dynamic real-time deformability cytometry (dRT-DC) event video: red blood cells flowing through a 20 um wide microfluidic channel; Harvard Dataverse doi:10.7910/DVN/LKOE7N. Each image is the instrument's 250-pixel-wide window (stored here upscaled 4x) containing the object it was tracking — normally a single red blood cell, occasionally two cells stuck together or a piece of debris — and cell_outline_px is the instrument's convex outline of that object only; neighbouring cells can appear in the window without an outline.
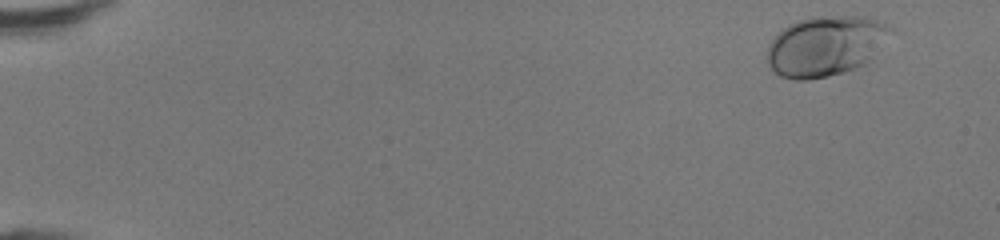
{"species": "human", "species_latin": "Homo sapiens", "temperature_condition": "room temperature", "stored_images_in_passage": 47, "camera_frame_rate_fps": 3000, "um_per_image_px": 0.085, "donor": {"sex": "female"}, "frame": {"image": 1, "passage_image": 2, "time_ms": 0.333, "image_size_px": [1000, 240], "cell_outline_px": [[896, 28], [868, 60], [864, 64], [856, 68], [828, 76], [808, 80], [796, 80], [780, 76], [768, 64], [768, 44], [788, 24], [812, 16], [864, 16], [876, 20]], "centroid_in_image_um": [70.17, 3.89], "position_along_channel_um": 14.8, "area_um2": 42.95}}
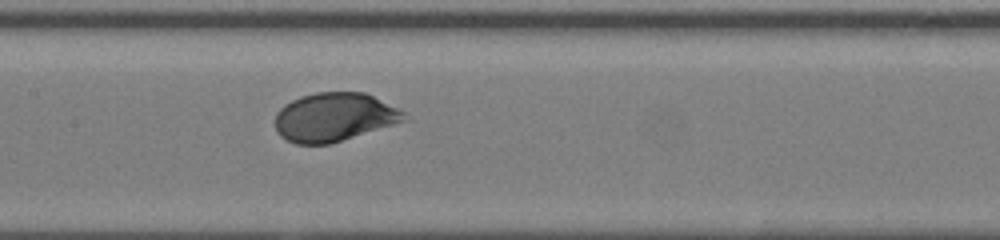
{"frame": {"image": 2, "passage_image": 24, "time_ms": 7.667, "image_size_px": [1000, 240], "cell_outline_px": [[412, 120], [328, 144], [296, 144], [280, 136], [276, 132], [276, 112], [284, 104], [300, 96], [316, 92], [364, 92], [404, 112]], "centroid_in_image_um": [28.43, 9.96], "position_along_channel_um": 179.0, "area_um2": 36.7}}
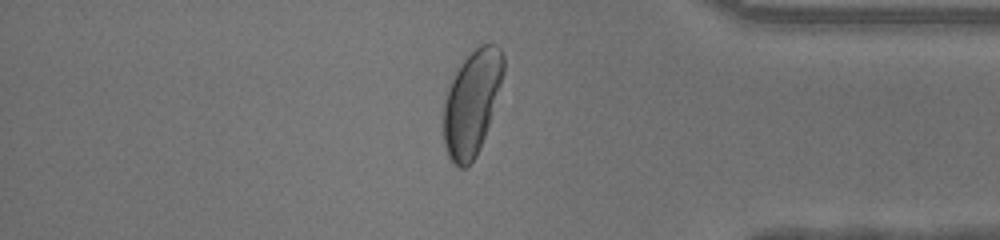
{"frame": {"image": 3, "passage_image": 40, "time_ms": 13.0, "image_size_px": [1000, 240], "cell_outline_px": [[504, 72], [488, 124], [484, 136], [476, 156], [464, 168], [460, 168], [452, 164], [448, 156], [444, 144], [440, 112], [448, 88], [460, 64], [480, 44], [496, 44], [500, 48], [504, 56]], "centroid_in_image_um": [40.05, 8.75], "position_along_channel_um": 395.2, "area_um2": 36.59}, "authors_computed_cell_mechanics": {"area_um2": 36.8764, "velocity_mm_per_s": 4.3587, "shape_relaxation_time_tau1_ms": 2.4437, "shape_relaxation_time_tau2_ms": null, "deformation_change_tau1": 0.1385, "deformation_change_tau2": null}}